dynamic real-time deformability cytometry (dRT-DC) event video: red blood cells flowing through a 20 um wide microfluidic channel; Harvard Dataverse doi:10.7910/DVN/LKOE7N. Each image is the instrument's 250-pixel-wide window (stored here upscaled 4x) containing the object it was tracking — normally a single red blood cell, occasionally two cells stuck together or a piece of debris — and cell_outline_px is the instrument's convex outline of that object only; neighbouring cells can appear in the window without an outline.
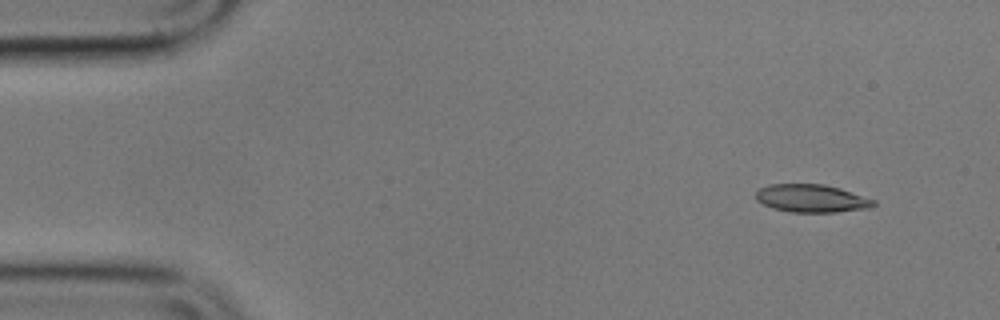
{"species": "common noctule bat (a hibernating species)", "species_latin": "Nyctalus noctula", "temperature_condition": "cold", "stored_images_in_passage": 10, "camera_frame_rate_fps": 3000, "um_per_image_px": 0.085, "animal": {"sex": "male", "body_mass_g": 17.9}, "frame": {"image": 1, "passage_image": 2, "time_ms": 1.0, "image_size_px": [1000, 320], "cell_outline_px": [[876, 204], [872, 208], [836, 212], [788, 212], [772, 208], [756, 200], [756, 192], [760, 188], [768, 184], [824, 184], [840, 188], [876, 200]], "centroid_in_image_um": [69.0, 16.86], "position_along_channel_um": 16.0, "area_um2": 19.31}}
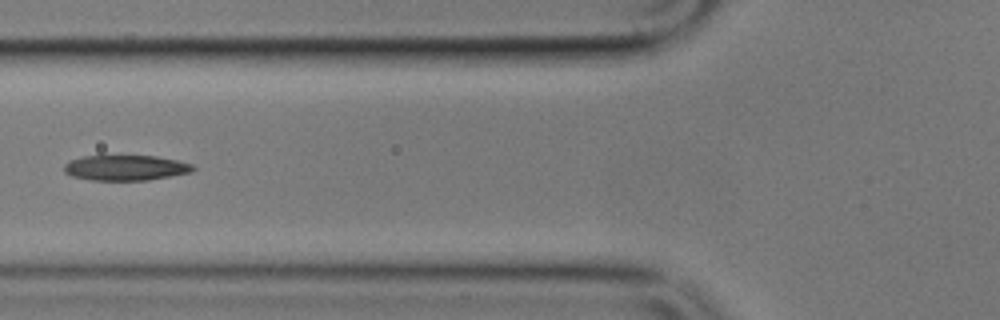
{"frame": {"image": 2, "passage_image": 6, "time_ms": 6.667, "image_size_px": [1000, 320], "cell_outline_px": [[196, 168], [192, 172], [148, 180], [92, 180], [72, 176], [64, 172], [64, 164], [72, 160], [84, 156], [156, 156], [176, 160], [192, 164]], "centroid_in_image_um": [10.69, 14.26], "position_along_channel_um": 115.1, "area_um2": 18.9}}
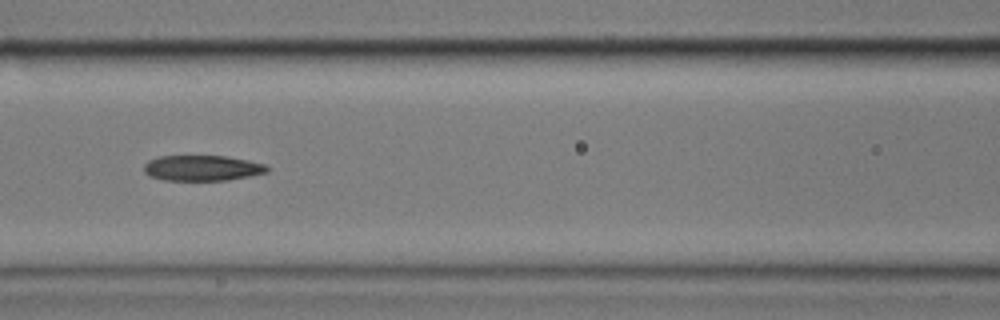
{"frame": {"image": 3, "passage_image": 7, "time_ms": 7.667, "image_size_px": [1000, 320], "cell_outline_px": [[272, 168], [268, 172], [228, 180], [164, 180], [148, 176], [144, 172], [144, 164], [148, 160], [160, 156], [224, 156], [248, 160], [264, 164]], "centroid_in_image_um": [17.18, 14.28], "position_along_channel_um": 149.4, "area_um2": 18.38}}